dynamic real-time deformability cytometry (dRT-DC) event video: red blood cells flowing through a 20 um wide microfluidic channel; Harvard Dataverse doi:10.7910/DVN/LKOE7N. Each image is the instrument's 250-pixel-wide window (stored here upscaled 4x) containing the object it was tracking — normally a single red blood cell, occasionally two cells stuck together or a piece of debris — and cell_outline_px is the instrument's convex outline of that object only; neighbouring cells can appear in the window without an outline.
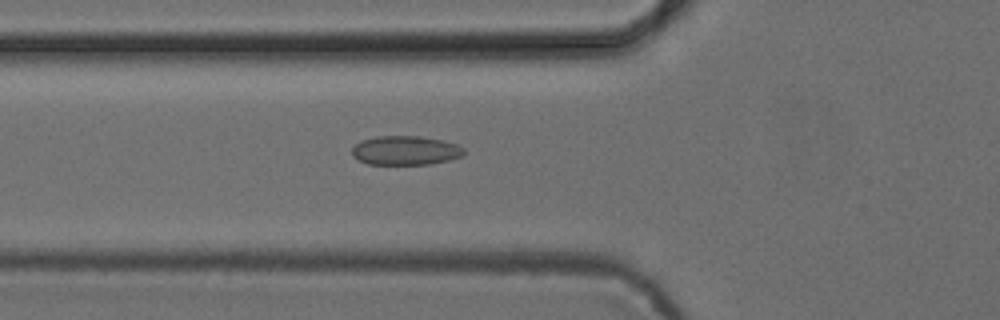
{"species": "common noctule bat (a hibernating species)", "species_latin": "Nyctalus noctula", "temperature_condition": "cold", "stored_images_in_passage": 53, "camera_frame_rate_fps": 3000, "um_per_image_px": 0.085, "animal": {"sex": "female", "body_mass_g": 24.6, "forearm_length_mm": 56.2}, "frame": {"image": 1, "passage_image": 19, "time_ms": 6.0, "image_size_px": [1000, 320], "cell_outline_px": [[464, 156], [448, 160], [428, 164], [368, 164], [352, 156], [352, 148], [360, 140], [376, 136], [420, 136], [444, 140], [456, 144], [464, 148]], "centroid_in_image_um": [34.47, 12.78], "position_along_channel_um": 91.3, "area_um2": 19.07}}
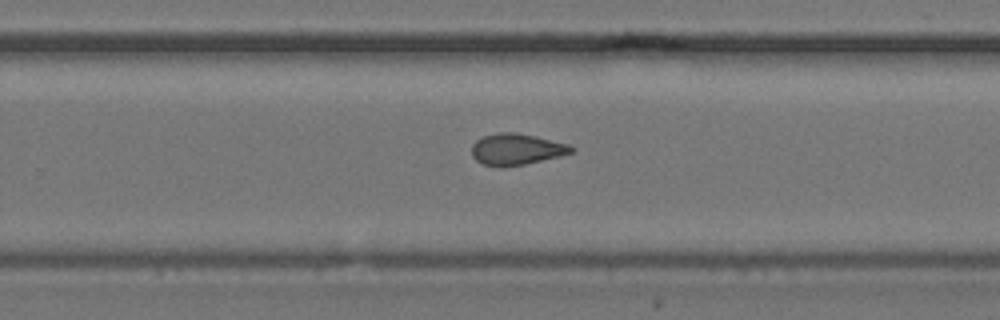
{"frame": {"image": 2, "passage_image": 34, "time_ms": 11.0, "image_size_px": [1000, 320], "cell_outline_px": [[576, 148], [572, 152], [560, 156], [524, 164], [504, 168], [500, 168], [484, 164], [476, 160], [472, 156], [472, 144], [476, 140], [484, 136], [500, 132], [512, 132], [536, 136], [568, 144]], "centroid_in_image_um": [43.88, 12.7], "position_along_channel_um": 285.9, "area_um2": 18.21}}
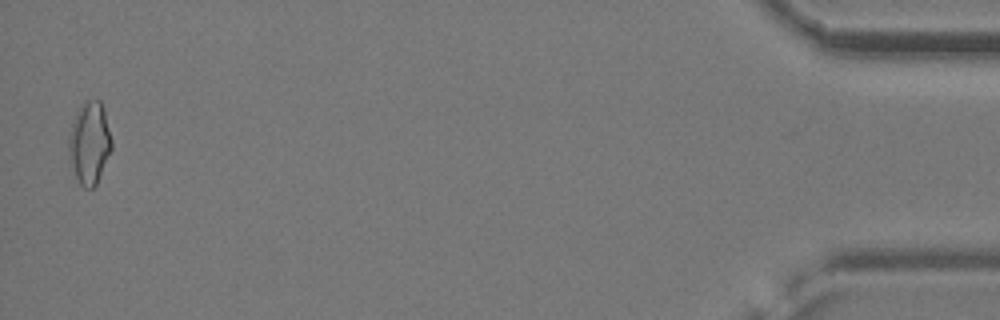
{"frame": {"image": 3, "passage_image": 52, "time_ms": 17.0, "image_size_px": [1000, 320], "cell_outline_px": [[112, 148], [96, 184], [92, 188], [84, 188], [80, 184], [76, 176], [68, 156], [68, 136], [76, 112], [84, 100], [100, 100], [104, 108], [112, 140]], "centroid_in_image_um": [7.6, 12.12], "position_along_channel_um": 427.6, "area_um2": 20.58}, "authors_computed_cell_mechanics": {"area_um2": 18.3226, "velocity_mm_per_s": 3.8789, "shape_relaxation_time_tau1_ms": null, "shape_relaxation_time_tau2_ms": 2.2388, "deformation_change_tau1": null, "deformation_change_tau2": 0.0809}}